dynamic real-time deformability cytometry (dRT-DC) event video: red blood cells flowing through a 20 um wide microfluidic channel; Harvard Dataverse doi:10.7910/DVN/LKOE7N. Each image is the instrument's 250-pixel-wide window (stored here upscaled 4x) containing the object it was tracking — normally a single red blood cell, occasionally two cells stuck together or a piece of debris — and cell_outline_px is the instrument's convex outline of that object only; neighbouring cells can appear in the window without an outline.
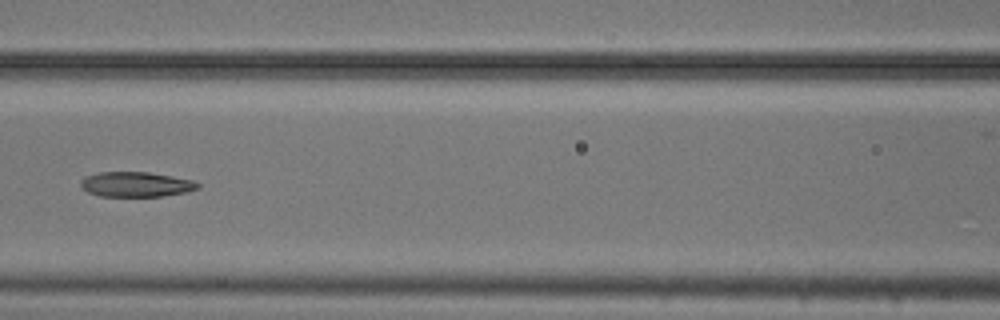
{"species": "common noctule bat (a hibernating species)", "species_latin": "Nyctalus noctula", "temperature_condition": "cold", "stored_images_in_passage": 9, "camera_frame_rate_fps": 3000, "um_per_image_px": 0.085, "animal": {"sex": "male", "body_mass_g": 20.5, "forearm_length_mm": 52.5}, "frame": {"image": 1, "passage_image": 6, "time_ms": 1.667, "image_size_px": [1000, 320], "cell_outline_px": [[200, 188], [188, 192], [160, 196], [100, 196], [88, 192], [80, 184], [80, 180], [88, 176], [100, 172], [148, 172], [172, 176], [192, 180], [200, 184]], "centroid_in_image_um": [11.6, 15.67], "position_along_channel_um": 155.0, "area_um2": 16.94}}
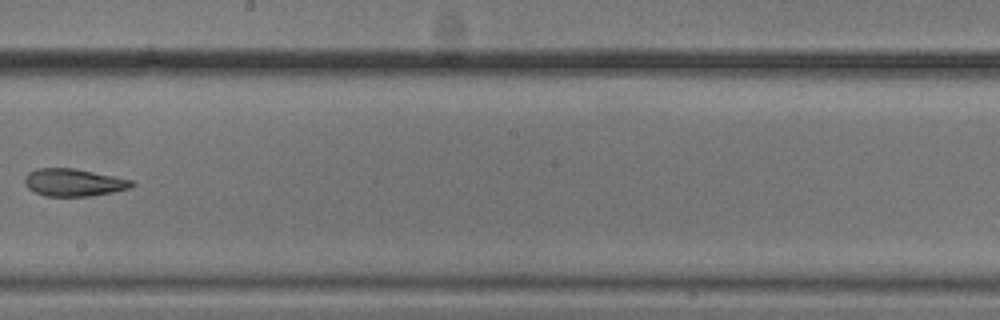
{"frame": {"image": 2, "passage_image": 8, "time_ms": 2.333, "image_size_px": [1000, 320], "cell_outline_px": [[136, 184], [132, 188], [92, 196], [44, 196], [28, 188], [24, 184], [24, 176], [28, 172], [36, 168], [72, 168], [116, 176], [132, 180]], "centroid_in_image_um": [6.27, 15.51], "position_along_channel_um": 241.9, "area_um2": 17.34}}
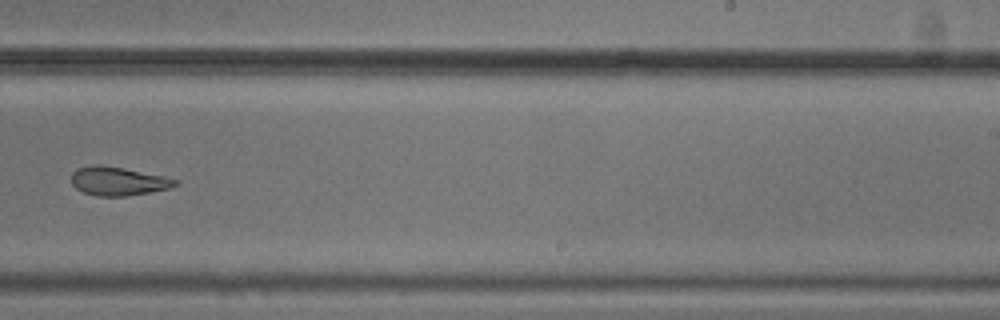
{"frame": {"image": 3, "passage_image": 9, "time_ms": 2.667, "image_size_px": [1000, 320], "cell_outline_px": [[180, 184], [172, 188], [124, 196], [96, 196], [84, 192], [76, 188], [72, 184], [72, 172], [76, 168], [96, 164], [100, 164], [124, 168], [164, 176], [180, 180]], "centroid_in_image_um": [10.07, 15.39], "position_along_channel_um": 278.9, "area_um2": 17.46}}